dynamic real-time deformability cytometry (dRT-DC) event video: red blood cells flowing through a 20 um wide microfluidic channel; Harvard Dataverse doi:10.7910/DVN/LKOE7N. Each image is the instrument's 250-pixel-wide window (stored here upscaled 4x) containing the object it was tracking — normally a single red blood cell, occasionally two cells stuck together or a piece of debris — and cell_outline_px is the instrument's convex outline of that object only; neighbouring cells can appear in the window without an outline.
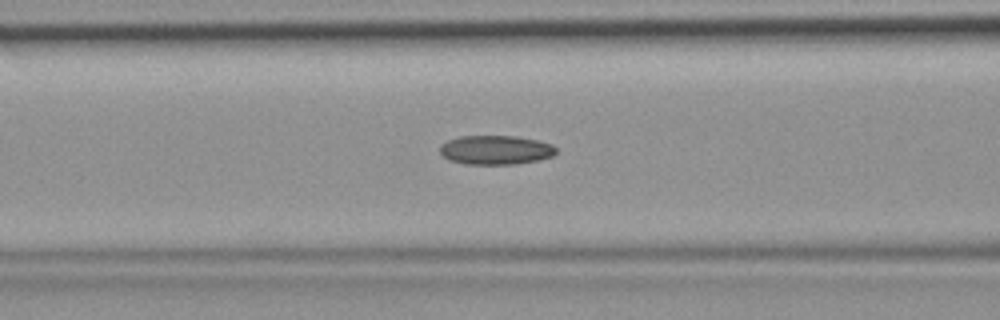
{"species": "common noctule bat (a hibernating species)", "species_latin": "Nyctalus noctula", "temperature_condition": "room temperature", "stored_images_in_passage": 36, "camera_frame_rate_fps": 3000, "um_per_image_px": 0.085, "animal": {"sex": "female", "body_mass_g": 19.9}, "frame": {"image": 1, "passage_image": 8, "time_ms": 2.333, "image_size_px": [1000, 320], "cell_outline_px": [[556, 152], [552, 156], [540, 160], [516, 164], [464, 164], [448, 160], [440, 152], [440, 144], [448, 140], [460, 136], [516, 136], [536, 140], [552, 144], [556, 148]], "centroid_in_image_um": [42.12, 12.75], "position_along_channel_um": 124.5, "area_um2": 19.83}}
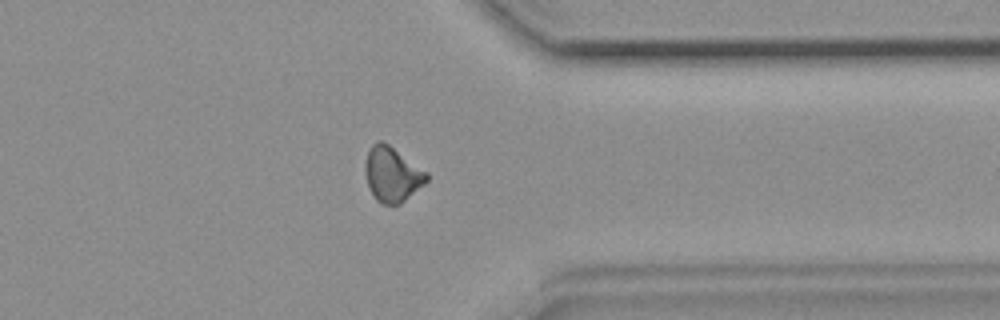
{"frame": {"image": 2, "passage_image": 26, "time_ms": 8.333, "image_size_px": [1000, 320], "cell_outline_px": [[428, 180], [424, 184], [400, 204], [380, 204], [376, 200], [368, 184], [364, 172], [364, 164], [368, 148], [376, 140], [384, 140], [428, 172]], "centroid_in_image_um": [33.31, 14.77], "position_along_channel_um": 378.1, "area_um2": 19.94}}
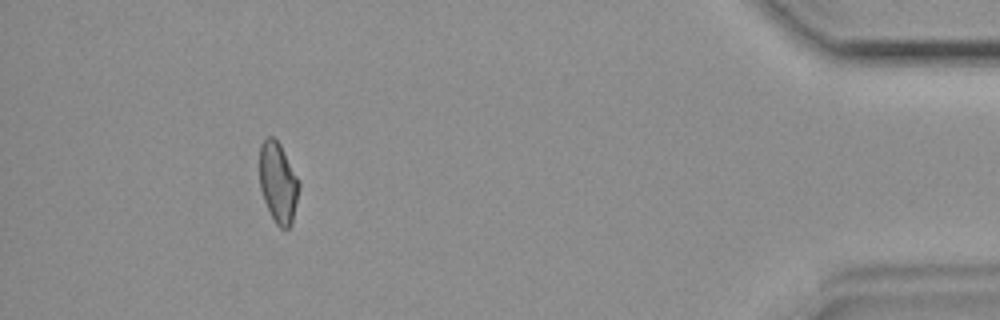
{"frame": {"image": 3, "passage_image": 32, "time_ms": 10.333, "image_size_px": [1000, 320], "cell_outline_px": [[300, 188], [292, 224], [288, 228], [280, 228], [276, 224], [264, 200], [260, 188], [260, 144], [268, 136], [272, 136], [280, 144], [300, 180]], "centroid_in_image_um": [23.66, 15.52], "position_along_channel_um": 411.5, "area_um2": 18.61}}